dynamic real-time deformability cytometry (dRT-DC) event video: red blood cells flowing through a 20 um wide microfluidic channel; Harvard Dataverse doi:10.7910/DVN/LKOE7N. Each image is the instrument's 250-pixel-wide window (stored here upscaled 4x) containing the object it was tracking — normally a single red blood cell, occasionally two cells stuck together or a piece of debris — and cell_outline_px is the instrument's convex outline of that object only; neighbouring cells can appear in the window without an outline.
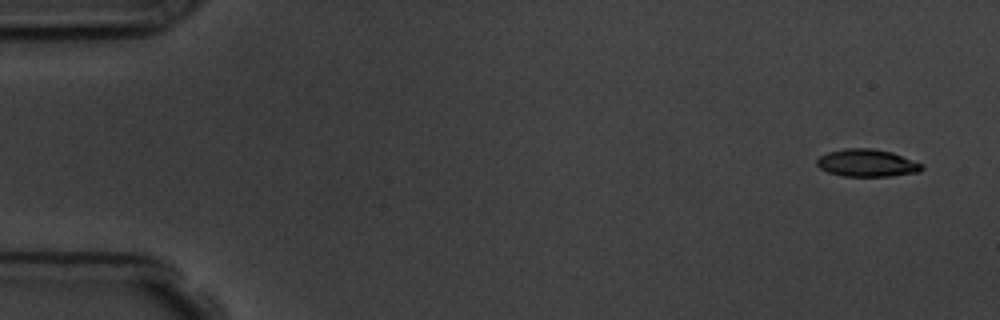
{"species": "common noctule bat (a hibernating species)", "species_latin": "Nyctalus noctula", "temperature_condition": "room temperature", "stored_images_in_passage": 6, "camera_frame_rate_fps": 3000, "um_per_image_px": 0.085, "animal": {"sex": "male", "body_mass_g": 19.5, "forearm_length_mm": 54.6}, "frame": {"image": 1, "passage_image": 1, "time_ms": 0.0, "image_size_px": [1000, 320], "cell_outline_px": [[924, 168], [920, 172], [888, 176], [844, 176], [828, 172], [820, 168], [816, 164], [816, 160], [820, 156], [828, 152], [844, 148], [872, 148], [892, 152], [924, 164]], "centroid_in_image_um": [73.71, 13.85], "position_along_channel_um": 11.3, "area_um2": 16.88}}